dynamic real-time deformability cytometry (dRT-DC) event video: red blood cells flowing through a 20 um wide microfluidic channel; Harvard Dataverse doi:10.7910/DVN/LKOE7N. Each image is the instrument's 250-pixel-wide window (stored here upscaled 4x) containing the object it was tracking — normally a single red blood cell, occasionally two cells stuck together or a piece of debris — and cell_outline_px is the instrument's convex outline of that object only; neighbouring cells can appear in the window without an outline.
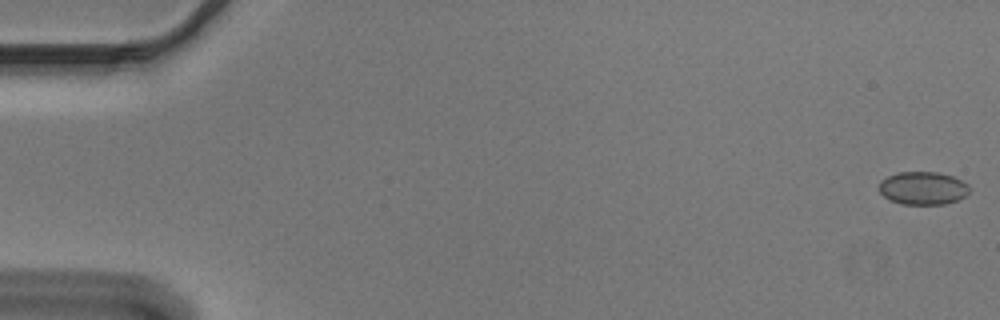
{"species": "Egyptian fruit bat (a non-hibernating species)", "species_latin": "Rousettus aegyptiacus", "temperature_condition": "cold", "stored_images_in_passage": 50, "camera_frame_rate_fps": 3000, "um_per_image_px": 0.085, "animal": {"sex": "male"}, "frame": {"image": 1, "passage_image": 1, "time_ms": 0.0, "image_size_px": [1000, 320], "cell_outline_px": [[968, 192], [964, 196], [956, 200], [944, 204], [900, 204], [884, 196], [880, 192], [880, 180], [896, 172], [936, 172], [952, 176], [968, 184]], "centroid_in_image_um": [78.42, 15.98], "position_along_channel_um": 6.6, "area_um2": 17.17}}
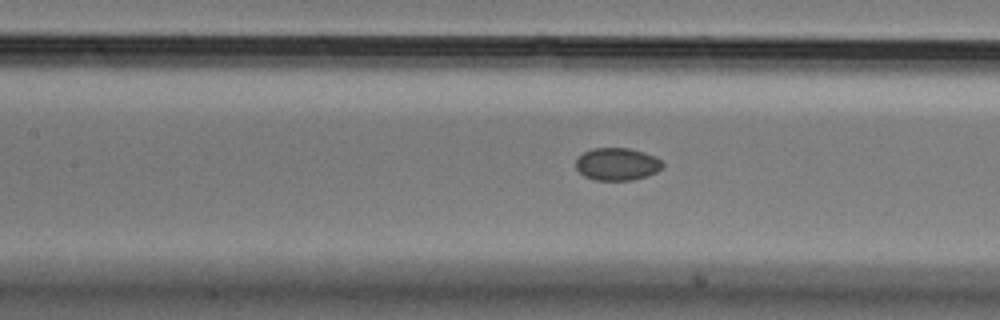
{"frame": {"image": 2, "passage_image": 25, "time_ms": 8.0, "image_size_px": [1000, 320], "cell_outline_px": [[664, 164], [656, 172], [648, 176], [632, 180], [596, 180], [584, 176], [576, 168], [576, 160], [584, 152], [592, 148], [628, 148], [644, 152], [656, 156]], "centroid_in_image_um": [52.46, 13.95], "position_along_channel_um": 154.9, "area_um2": 16.42}}
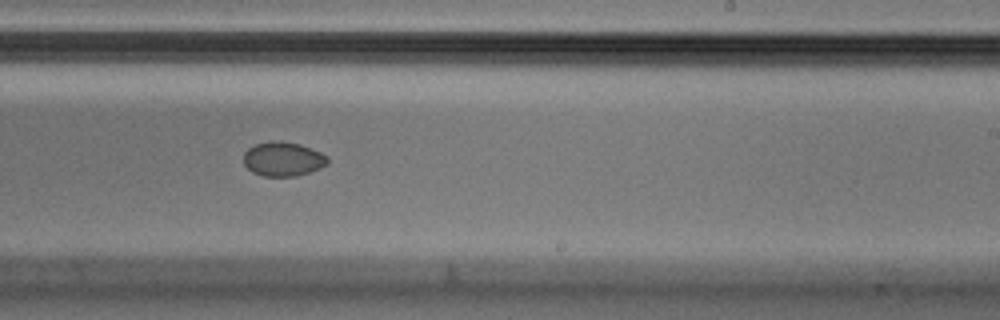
{"frame": {"image": 3, "passage_image": 34, "time_ms": 11.0, "image_size_px": [1000, 320], "cell_outline_px": [[328, 164], [320, 168], [296, 176], [264, 176], [252, 172], [244, 164], [244, 152], [248, 148], [256, 144], [268, 140], [280, 140], [300, 144], [320, 152], [328, 156]], "centroid_in_image_um": [24.05, 13.5], "position_along_channel_um": 265.0, "area_um2": 16.88}}